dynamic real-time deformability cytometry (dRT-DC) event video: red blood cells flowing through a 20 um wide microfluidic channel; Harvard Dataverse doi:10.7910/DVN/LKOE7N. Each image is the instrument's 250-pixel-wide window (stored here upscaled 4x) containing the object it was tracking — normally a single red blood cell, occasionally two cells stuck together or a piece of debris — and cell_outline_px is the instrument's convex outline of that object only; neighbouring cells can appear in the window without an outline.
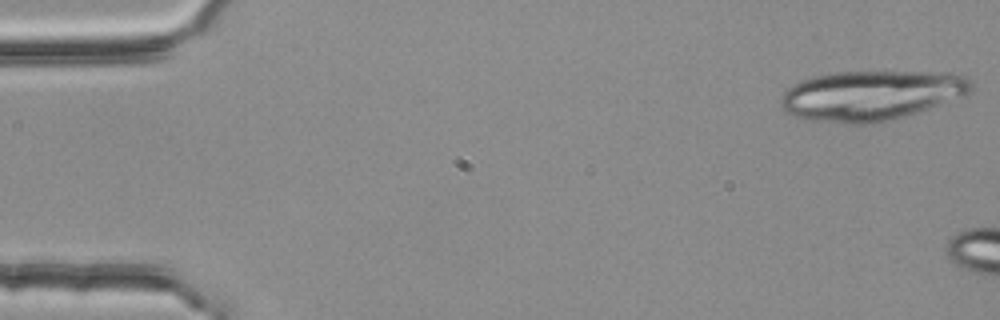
{"species": "common noctule bat (a hibernating species)", "species_latin": "Nyctalus noctula", "temperature_condition": "room temperature", "stored_images_in_passage": 3, "camera_frame_rate_fps": 3000, "um_per_image_px": 0.085, "animal": {"sex": "female", "body_mass_g": 25.1}, "frame": {"image": 1, "passage_image": 1, "time_ms": 0.0, "image_size_px": [1000, 320], "cell_outline_px": [[972, 88], [968, 92], [928, 108], [916, 112], [868, 124], [848, 124], [800, 120], [780, 108], [780, 96], [792, 84], [800, 80], [816, 76], [836, 72], [960, 72], [972, 80]], "centroid_in_image_um": [73.96, 8.1], "position_along_channel_um": 11.0, "area_um2": 55.31}}